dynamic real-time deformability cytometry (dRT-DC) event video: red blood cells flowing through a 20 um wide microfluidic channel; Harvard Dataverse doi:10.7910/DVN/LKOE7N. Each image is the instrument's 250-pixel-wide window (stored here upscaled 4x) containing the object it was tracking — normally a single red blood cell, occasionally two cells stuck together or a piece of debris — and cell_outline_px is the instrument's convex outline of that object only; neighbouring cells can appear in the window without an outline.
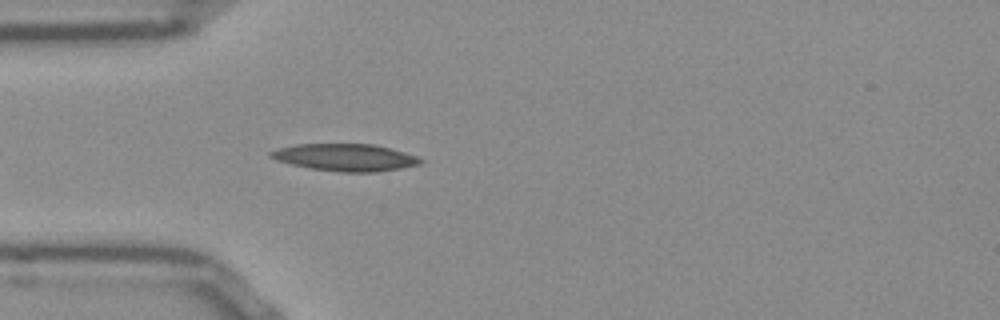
{"species": "Egyptian fruit bat (a non-hibernating species)", "species_latin": "Rousettus aegyptiacus", "temperature_condition": "room temperature", "stored_images_in_passage": 26, "camera_frame_rate_fps": 3000, "um_per_image_px": 0.085, "frame": {"image": 1, "passage_image": 4, "time_ms": 1.0, "image_size_px": [1000, 320], "cell_outline_px": [[424, 160], [420, 164], [400, 168], [372, 172], [344, 172], [312, 168], [292, 164], [276, 160], [268, 156], [268, 152], [280, 148], [296, 144], [372, 144], [388, 148], [416, 156]], "centroid_in_image_um": [29.32, 13.37], "position_along_channel_um": 55.7, "area_um2": 23.29}}
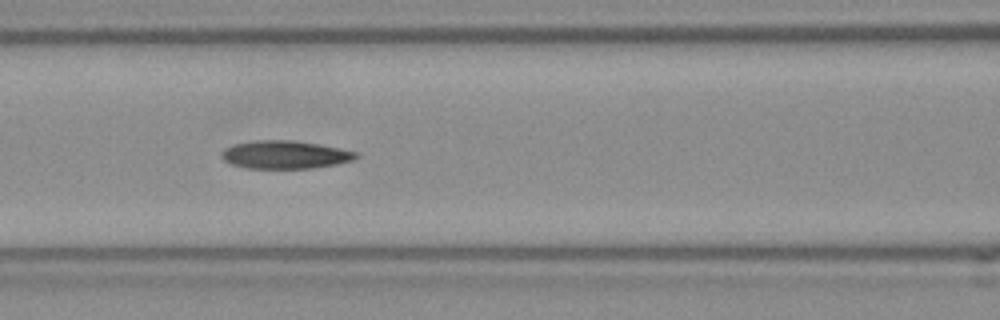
{"frame": {"image": 2, "passage_image": 11, "time_ms": 3.333, "image_size_px": [1000, 320], "cell_outline_px": [[360, 156], [356, 160], [336, 164], [312, 168], [248, 168], [232, 164], [224, 160], [220, 156], [220, 152], [224, 148], [232, 144], [256, 140], [296, 140], [340, 148], [356, 152]], "centroid_in_image_um": [24.23, 13.14], "position_along_channel_um": 142.4, "area_um2": 22.14}}
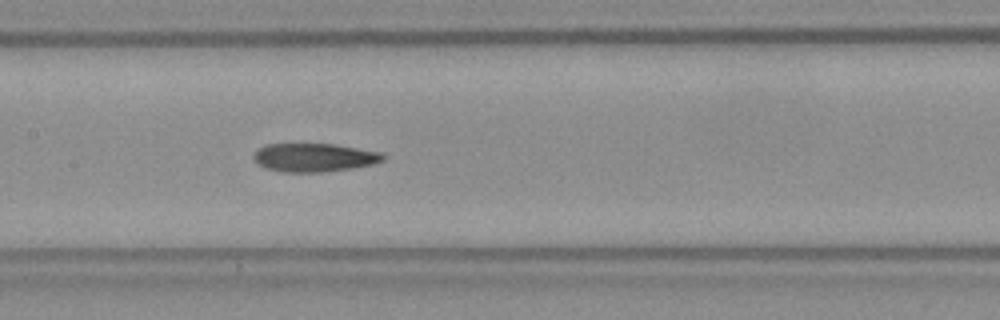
{"frame": {"image": 3, "passage_image": 14, "time_ms": 4.333, "image_size_px": [1000, 320], "cell_outline_px": [[384, 160], [372, 164], [352, 168], [320, 172], [284, 172], [264, 168], [252, 160], [252, 156], [264, 144], [336, 144], [380, 152], [384, 156]], "centroid_in_image_um": [26.66, 13.39], "position_along_channel_um": 180.7, "area_um2": 21.44}}